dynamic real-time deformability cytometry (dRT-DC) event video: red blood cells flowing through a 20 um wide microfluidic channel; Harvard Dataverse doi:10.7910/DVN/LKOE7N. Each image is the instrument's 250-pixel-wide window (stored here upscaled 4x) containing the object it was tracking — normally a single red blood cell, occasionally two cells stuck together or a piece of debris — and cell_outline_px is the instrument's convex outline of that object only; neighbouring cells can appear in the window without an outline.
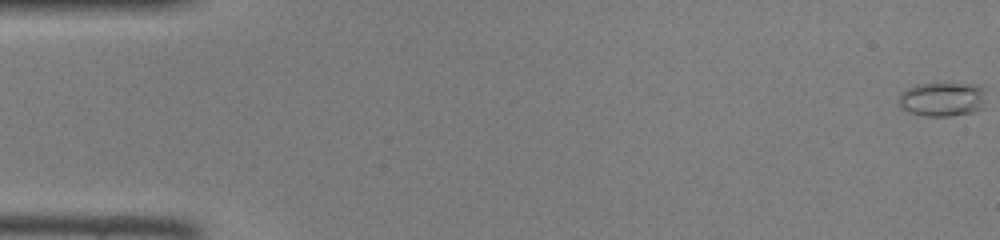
{"species": "common noctule bat (a hibernating species)", "species_latin": "Nyctalus noctula", "temperature_condition": "room temperature", "stored_images_in_passage": 47, "camera_frame_rate_fps": 3000, "um_per_image_px": 0.085, "animal": {"sex": "female", "body_mass_g": 22.0, "forearm_length_mm": 56.7}, "frame": {"image": 1, "passage_image": 1, "time_ms": 0.0, "image_size_px": [1000, 240], "cell_outline_px": [[984, 108], [972, 112], [952, 116], [924, 116], [908, 112], [900, 108], [896, 104], [896, 100], [900, 92], [916, 84], [972, 84], [984, 88]], "centroid_in_image_um": [80.03, 8.45], "position_along_channel_um": 5.0, "area_um2": 17.69}}
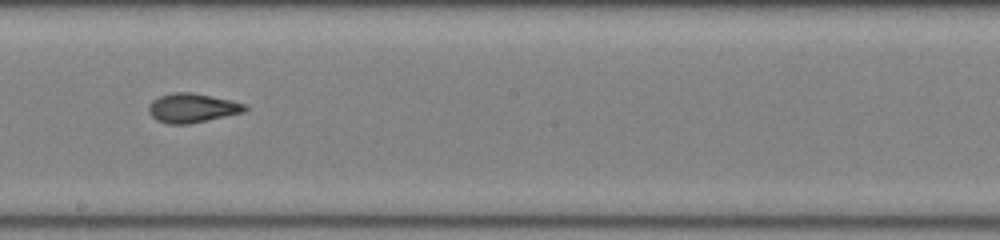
{"frame": {"image": 2, "passage_image": 27, "time_ms": 8.667, "image_size_px": [1000, 240], "cell_outline_px": [[248, 108], [244, 112], [188, 124], [168, 124], [156, 120], [148, 112], [148, 104], [152, 100], [160, 96], [176, 92], [192, 92], [232, 100], [244, 104]], "centroid_in_image_um": [16.31, 9.17], "position_along_channel_um": 231.9, "area_um2": 16.36}}
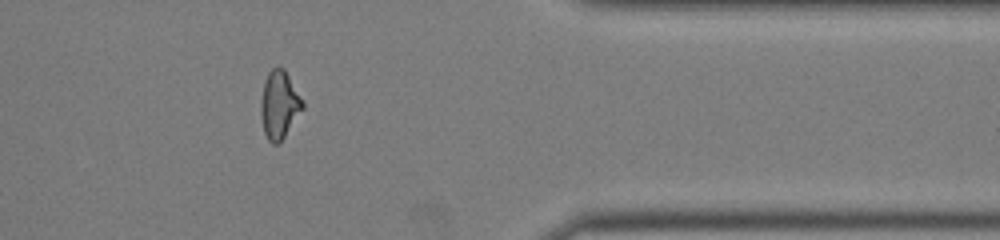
{"frame": {"image": 3, "passage_image": 39, "time_ms": 12.667, "image_size_px": [1000, 240], "cell_outline_px": [[304, 108], [284, 136], [276, 144], [272, 144], [268, 140], [264, 132], [260, 112], [260, 104], [264, 80], [268, 72], [272, 68], [284, 68], [304, 104]], "centroid_in_image_um": [23.72, 8.9], "position_along_channel_um": 387.7, "area_um2": 16.24}}